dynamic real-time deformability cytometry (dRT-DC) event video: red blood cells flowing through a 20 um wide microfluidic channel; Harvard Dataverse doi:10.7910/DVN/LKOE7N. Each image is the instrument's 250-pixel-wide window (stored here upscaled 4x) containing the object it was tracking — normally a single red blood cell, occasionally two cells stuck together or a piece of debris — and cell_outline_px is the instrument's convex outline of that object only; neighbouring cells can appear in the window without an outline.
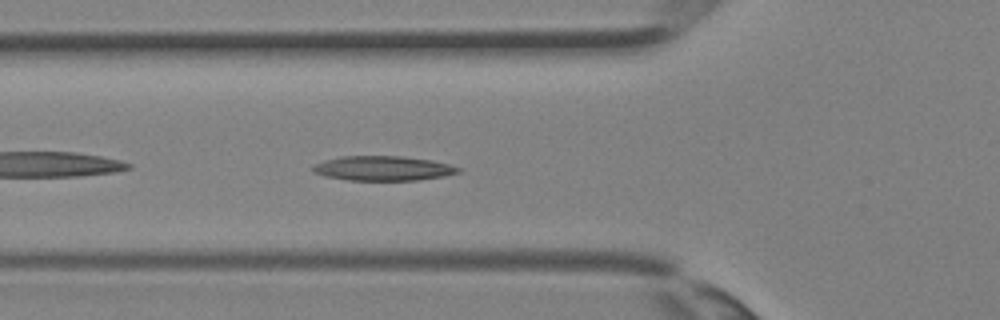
{"species": "Egyptian fruit bat (a non-hibernating species)", "species_latin": "Rousettus aegyptiacus", "temperature_condition": "room temperature", "stored_images_in_passage": 35, "camera_frame_rate_fps": 3000, "um_per_image_px": 0.085, "animal": {"sex": "female"}, "frame": {"image": 1, "passage_image": 11, "time_ms": 3.333, "image_size_px": [1000, 320], "cell_outline_px": [[460, 172], [444, 176], [420, 180], [348, 180], [328, 176], [316, 172], [312, 168], [316, 164], [324, 160], [340, 156], [400, 156], [432, 160], [448, 164], [460, 168]], "centroid_in_image_um": [32.6, 14.3], "position_along_channel_um": 93.2, "area_um2": 20.63}}
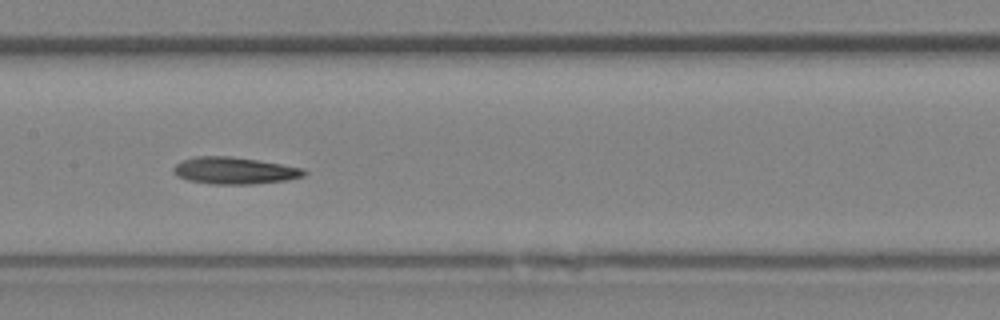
{"frame": {"image": 2, "passage_image": 16, "time_ms": 5.0, "image_size_px": [1000, 320], "cell_outline_px": [[308, 172], [304, 176], [284, 180], [252, 184], [212, 184], [188, 180], [176, 176], [172, 172], [172, 168], [176, 164], [184, 160], [196, 156], [232, 156], [304, 168]], "centroid_in_image_um": [19.9, 14.5], "position_along_channel_um": 187.5, "area_um2": 20.4}}
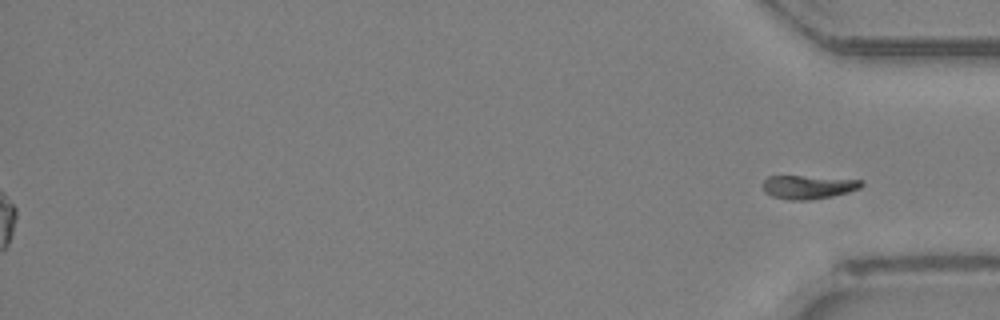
{"frame": {"image": 3, "passage_image": 35, "time_ms": 11.333, "image_size_px": [1000, 320], "cell_outline_px": [[864, 184], [860, 188], [848, 192], [832, 196], [812, 200], [788, 200], [772, 196], [764, 192], [764, 180], [768, 176], [800, 176], [864, 180]], "centroid_in_image_um": [68.72, 15.9], "position_along_channel_um": 366.5, "area_um2": 13.53}}